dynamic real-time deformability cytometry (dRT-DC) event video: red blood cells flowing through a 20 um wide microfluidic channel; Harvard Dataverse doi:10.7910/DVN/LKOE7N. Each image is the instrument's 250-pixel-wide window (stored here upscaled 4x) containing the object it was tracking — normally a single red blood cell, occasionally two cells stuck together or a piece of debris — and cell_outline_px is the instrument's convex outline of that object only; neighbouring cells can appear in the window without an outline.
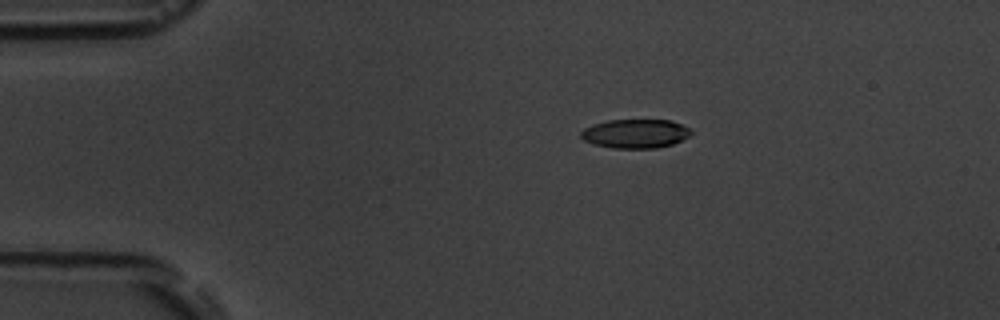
{"species": "common noctule bat (a hibernating species)", "species_latin": "Nyctalus noctula", "temperature_condition": "room temperature", "stored_images_in_passage": 6, "camera_frame_rate_fps": 3000, "um_per_image_px": 0.085, "animal": {"sex": "male", "body_mass_g": 19.5, "forearm_length_mm": 54.6}, "frame": {"image": 1, "passage_image": 4, "time_ms": 3.333, "image_size_px": [1000, 320], "cell_outline_px": [[692, 132], [688, 136], [672, 144], [656, 148], [612, 148], [592, 144], [584, 140], [580, 136], [580, 132], [584, 128], [592, 124], [608, 120], [672, 120], [688, 128]], "centroid_in_image_um": [53.95, 11.36], "position_along_channel_um": 31.0, "area_um2": 18.55}}